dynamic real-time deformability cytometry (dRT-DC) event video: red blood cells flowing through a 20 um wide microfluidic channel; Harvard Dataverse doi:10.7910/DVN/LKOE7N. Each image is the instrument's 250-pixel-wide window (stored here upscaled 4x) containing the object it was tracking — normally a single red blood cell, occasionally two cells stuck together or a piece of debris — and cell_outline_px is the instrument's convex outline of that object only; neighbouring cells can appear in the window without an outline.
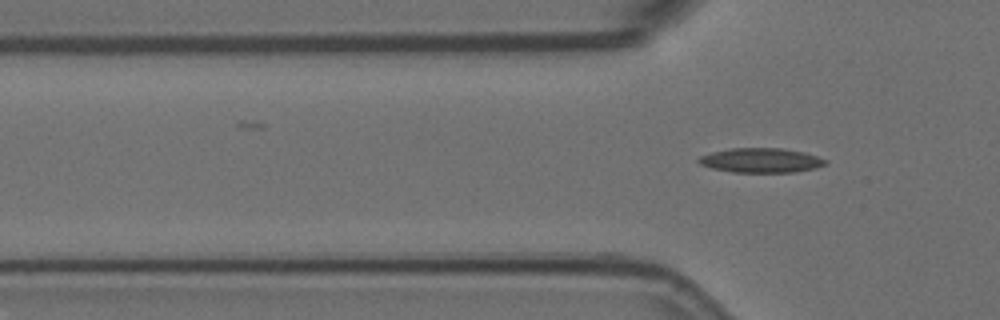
{"species": "Egyptian fruit bat (a non-hibernating species)", "species_latin": "Rousettus aegyptiacus", "temperature_condition": "room temperature", "stored_images_in_passage": 5, "camera_frame_rate_fps": 3000, "um_per_image_px": 0.085, "animal": {"sex": "female"}, "frame": {"image": 1, "passage_image": 5, "time_ms": 1.333, "image_size_px": [1000, 320], "cell_outline_px": [[828, 164], [816, 168], [792, 172], [732, 172], [712, 168], [700, 164], [696, 160], [700, 156], [712, 152], [732, 148], [784, 148], [804, 152], [828, 160]], "centroid_in_image_um": [64.7, 13.63], "position_along_channel_um": 61.1, "area_um2": 18.15}}